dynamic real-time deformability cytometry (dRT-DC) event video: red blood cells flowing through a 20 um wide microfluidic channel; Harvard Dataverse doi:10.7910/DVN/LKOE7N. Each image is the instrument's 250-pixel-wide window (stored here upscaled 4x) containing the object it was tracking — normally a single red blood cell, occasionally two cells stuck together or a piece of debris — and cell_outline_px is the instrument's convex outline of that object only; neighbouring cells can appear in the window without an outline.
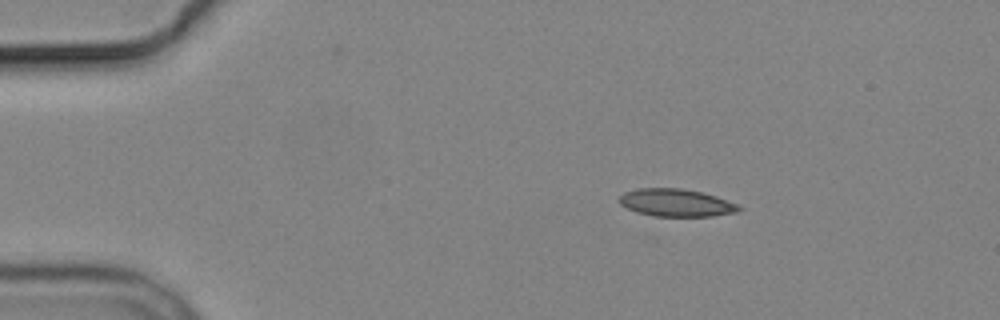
{"species": "common noctule bat (a hibernating species)", "species_latin": "Nyctalus noctula", "temperature_condition": "cold", "stored_images_in_passage": 4, "camera_frame_rate_fps": 3000, "um_per_image_px": 0.085, "animal": {"sex": "male", "body_mass_g": 19.2, "forearm_length_mm": 51.8}, "frame": {"image": 1, "passage_image": 2, "time_ms": 2.667, "image_size_px": [1000, 320], "cell_outline_px": [[744, 208], [736, 212], [712, 216], [652, 216], [636, 212], [620, 204], [616, 200], [624, 192], [636, 188], [680, 188], [704, 192], [740, 204]], "centroid_in_image_um": [57.48, 17.22], "position_along_channel_um": 27.5, "area_um2": 19.54}}